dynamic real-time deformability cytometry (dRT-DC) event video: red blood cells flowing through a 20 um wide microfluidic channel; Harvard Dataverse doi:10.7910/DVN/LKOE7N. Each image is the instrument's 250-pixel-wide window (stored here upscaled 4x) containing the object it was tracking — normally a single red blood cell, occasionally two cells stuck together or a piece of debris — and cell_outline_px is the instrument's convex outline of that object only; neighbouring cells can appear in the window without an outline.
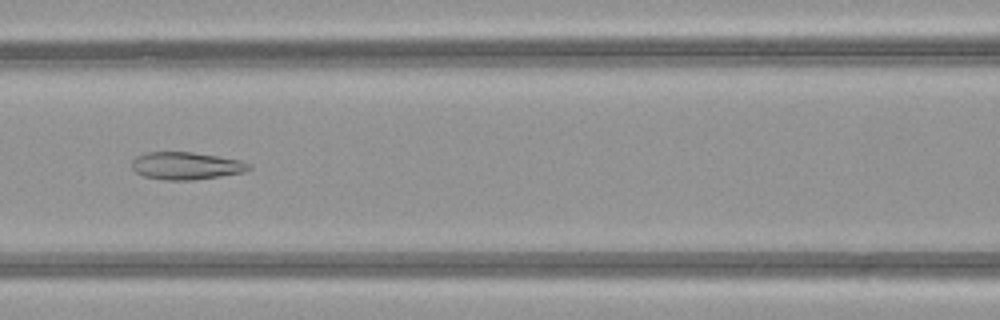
{"species": "common noctule bat (a hibernating species)", "species_latin": "Nyctalus noctula", "temperature_condition": "warm", "stored_images_in_passage": 50, "camera_frame_rate_fps": 3000, "um_per_image_px": 0.085, "animal": {"sex": "female", "body_mass_g": 21.9}, "frame": {"image": 1, "passage_image": 22, "time_ms": 7.0, "image_size_px": [1000, 320], "cell_outline_px": [[252, 168], [244, 172], [220, 176], [192, 180], [164, 180], [144, 176], [136, 172], [132, 168], [132, 160], [136, 156], [144, 152], [192, 152], [240, 160], [252, 164]], "centroid_in_image_um": [15.82, 14.09], "position_along_channel_um": 150.8, "area_um2": 18.79}}
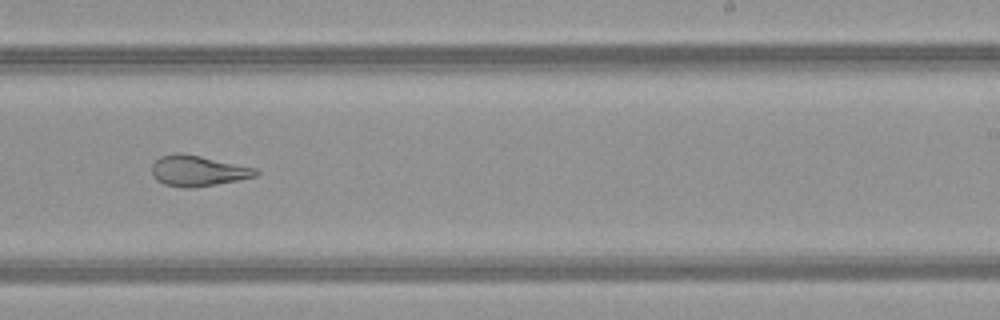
{"frame": {"image": 2, "passage_image": 31, "time_ms": 10.0, "image_size_px": [1000, 320], "cell_outline_px": [[260, 172], [256, 176], [216, 184], [188, 188], [184, 188], [164, 184], [156, 180], [152, 176], [152, 164], [160, 156], [176, 152], [180, 152], [200, 156], [256, 168]], "centroid_in_image_um": [16.78, 14.51], "position_along_channel_um": 272.2, "area_um2": 18.5}}
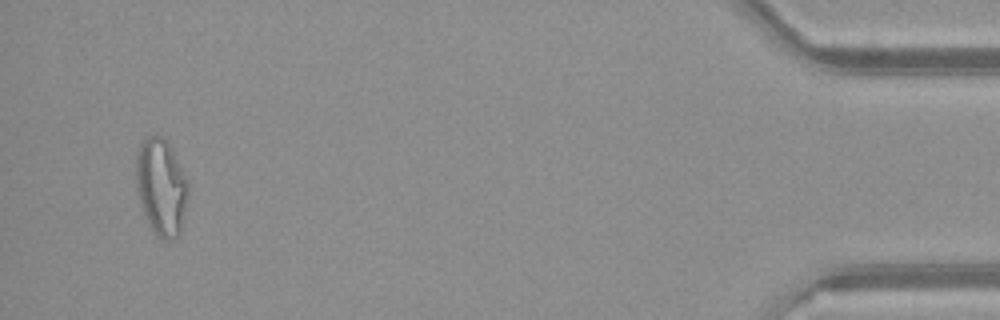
{"frame": {"image": 3, "passage_image": 48, "time_ms": 15.667, "image_size_px": [1000, 320], "cell_outline_px": [[188, 196], [180, 232], [172, 240], [160, 240], [156, 236], [148, 224], [144, 216], [140, 204], [136, 188], [136, 156], [140, 140], [148, 136], [164, 136], [188, 180]], "centroid_in_image_um": [13.68, 15.9], "position_along_channel_um": 421.5, "area_um2": 29.71}, "authors_computed_cell_mechanics": {"area_um2": 24.0159, "velocity_mm_per_s": 4.06, "shape_relaxation_time_tau1_ms": null, "shape_relaxation_time_tau2_ms": 1.8572, "deformation_change_tau1": null, "deformation_change_tau2": 0.108}}